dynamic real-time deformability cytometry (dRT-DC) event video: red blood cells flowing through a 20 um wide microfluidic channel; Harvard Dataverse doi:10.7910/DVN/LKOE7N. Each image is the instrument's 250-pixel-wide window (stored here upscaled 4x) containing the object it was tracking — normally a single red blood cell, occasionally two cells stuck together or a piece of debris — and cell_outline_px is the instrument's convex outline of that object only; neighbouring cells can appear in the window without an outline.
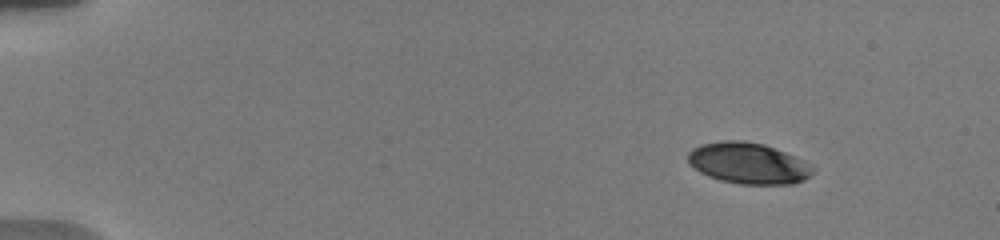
{"species": "human", "species_latin": "Homo sapiens", "temperature_condition": "warm", "stored_images_in_passage": 13, "camera_frame_rate_fps": 3000, "um_per_image_px": 0.085, "donor": {"sex": "male"}, "frame": {"image": 1, "passage_image": 1, "time_ms": 0.0, "image_size_px": [1000, 240], "cell_outline_px": [[816, 168], [804, 180], [792, 184], [740, 184], [720, 180], [708, 176], [700, 172], [688, 164], [688, 152], [692, 148], [700, 144], [724, 140], [744, 140], [764, 144], [804, 160]], "centroid_in_image_um": [63.58, 13.87], "position_along_channel_um": 21.4, "area_um2": 30.06}}
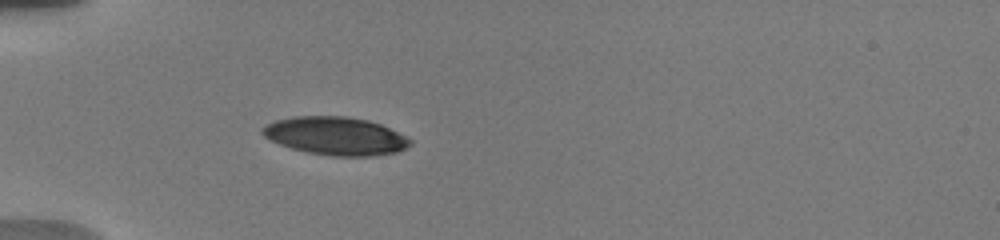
{"frame": {"image": 2, "passage_image": 10, "time_ms": 3.667, "image_size_px": [1000, 240], "cell_outline_px": [[412, 144], [396, 152], [372, 156], [332, 156], [308, 152], [292, 148], [280, 144], [264, 136], [260, 132], [260, 128], [264, 124], [276, 120], [296, 116], [344, 116], [368, 120], [380, 124], [408, 136], [412, 140]], "centroid_in_image_um": [28.53, 11.55], "position_along_channel_um": 56.5, "area_um2": 32.83}}